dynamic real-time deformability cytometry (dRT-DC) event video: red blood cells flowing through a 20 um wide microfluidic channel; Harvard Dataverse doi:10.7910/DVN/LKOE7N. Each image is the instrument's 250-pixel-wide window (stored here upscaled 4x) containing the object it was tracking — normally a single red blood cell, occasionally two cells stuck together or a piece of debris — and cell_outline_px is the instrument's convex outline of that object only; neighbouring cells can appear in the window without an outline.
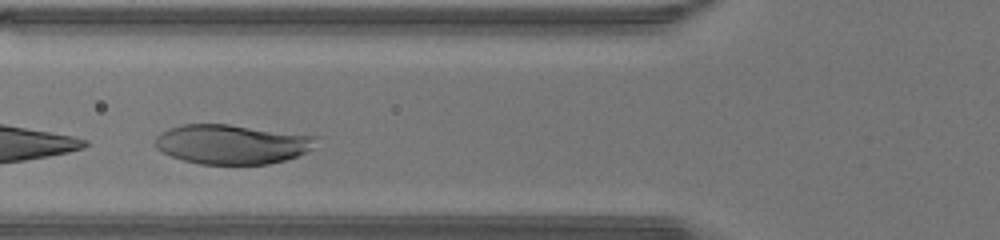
{"species": "human", "species_latin": "Homo sapiens", "temperature_condition": "warm", "stored_images_in_passage": 28, "camera_frame_rate_fps": 3000, "um_per_image_px": 0.085, "donor": {"sex": "male"}, "frame": {"image": 1, "passage_image": 8, "time_ms": 2.333, "image_size_px": [1000, 240], "cell_outline_px": [[320, 136], [312, 148], [296, 156], [284, 160], [268, 164], [200, 164], [184, 160], [172, 156], [156, 148], [152, 144], [156, 136], [160, 132], [168, 128], [184, 124], [228, 124]], "centroid_in_image_um": [19.69, 12.25], "position_along_channel_um": 106.1, "area_um2": 37.17}}
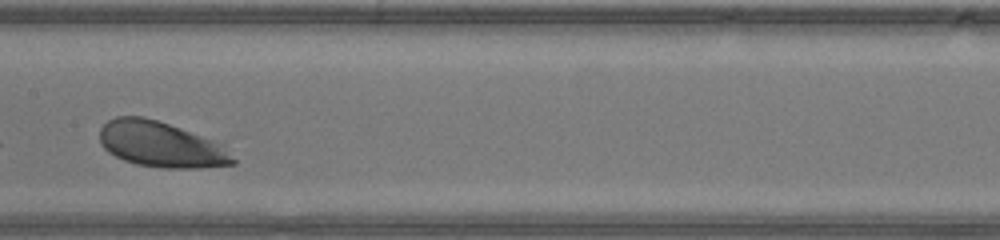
{"frame": {"image": 2, "passage_image": 14, "time_ms": 4.333, "image_size_px": [1000, 240], "cell_outline_px": [[236, 164], [200, 168], [160, 168], [136, 164], [124, 160], [108, 152], [100, 144], [100, 128], [108, 120], [116, 116], [144, 116], [180, 128], [212, 140], [220, 144], [236, 160]], "centroid_in_image_um": [13.64, 12.29], "position_along_channel_um": 193.8, "area_um2": 35.2}}
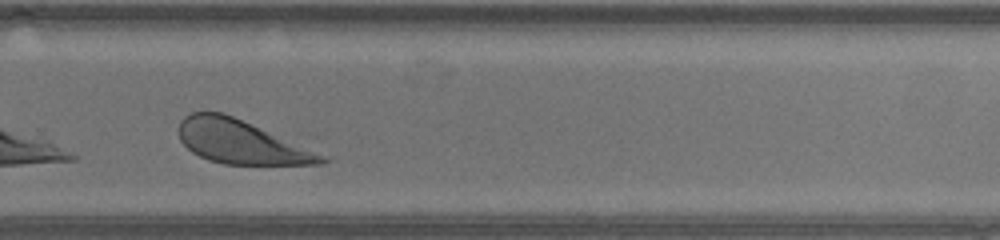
{"frame": {"image": 3, "passage_image": 22, "time_ms": 7.0, "image_size_px": [1000, 240], "cell_outline_px": [[332, 160], [324, 164], [224, 164], [208, 160], [192, 152], [180, 140], [180, 120], [184, 116], [192, 112], [224, 112], [324, 156]], "centroid_in_image_um": [20.42, 12.07], "position_along_channel_um": 309.4, "area_um2": 35.43}, "authors_computed_cell_mechanics": {"area_um2": 37.5411, "velocity_mm_per_s": 4.3594, "shape_relaxation_time_tau1_ms": 1.3663, "shape_relaxation_time_tau2_ms": 5.3781, "deformation_change_tau1": 0.1468, "deformation_change_tau2": 0.1349}}